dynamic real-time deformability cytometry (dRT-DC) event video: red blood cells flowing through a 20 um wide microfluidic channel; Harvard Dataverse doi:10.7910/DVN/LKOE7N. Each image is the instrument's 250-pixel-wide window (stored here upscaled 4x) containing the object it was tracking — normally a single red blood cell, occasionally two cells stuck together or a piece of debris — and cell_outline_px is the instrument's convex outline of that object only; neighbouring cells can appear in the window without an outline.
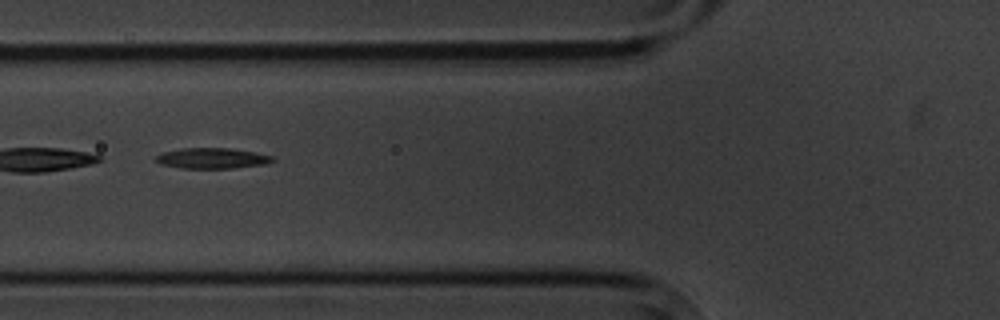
{"species": "common noctule bat (a hibernating species)", "species_latin": "Nyctalus noctula", "temperature_condition": "cold", "stored_images_in_passage": 8, "camera_frame_rate_fps": 3000, "um_per_image_px": 0.085, "animal": {"sex": "male", "body_mass_g": 20.1, "forearm_length_mm": 53.5}, "frame": {"image": 1, "passage_image": 6, "time_ms": 5.667, "image_size_px": [1000, 320], "cell_outline_px": [[276, 160], [264, 164], [232, 168], [184, 168], [160, 164], [156, 160], [156, 156], [164, 152], [184, 148], [228, 148], [252, 152], [272, 156]], "centroid_in_image_um": [18.03, 13.45], "position_along_channel_um": 107.8, "area_um2": 13.7}}
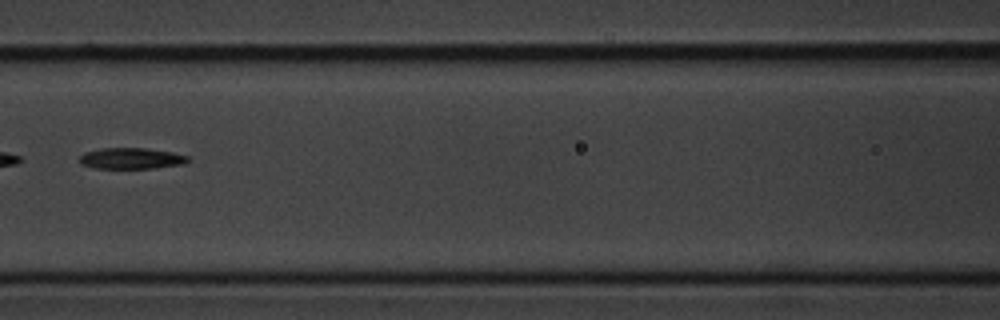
{"frame": {"image": 2, "passage_image": 7, "time_ms": 7.0, "image_size_px": [1000, 320], "cell_outline_px": [[188, 160], [184, 164], [152, 168], [96, 168], [80, 164], [80, 156], [84, 152], [100, 148], [144, 148], [172, 152], [188, 156]], "centroid_in_image_um": [11.13, 13.46], "position_along_channel_um": 155.5, "area_um2": 13.24}}
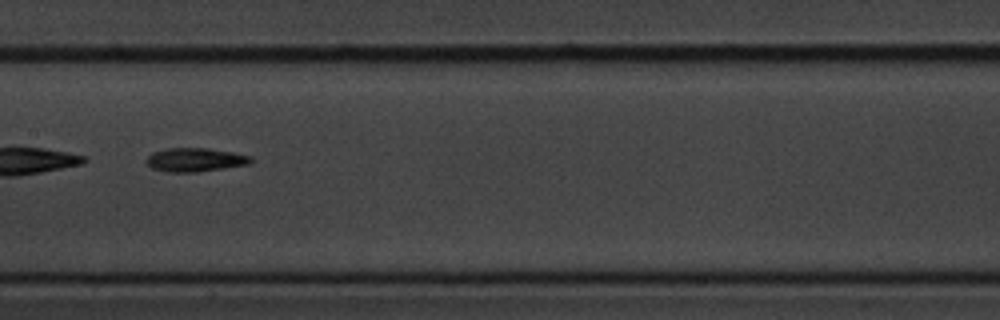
{"frame": {"image": 3, "passage_image": 8, "time_ms": 8.0, "image_size_px": [1000, 320], "cell_outline_px": [[252, 160], [248, 164], [224, 168], [196, 172], [168, 172], [152, 168], [144, 160], [152, 152], [168, 148], [208, 148], [236, 152], [252, 156]], "centroid_in_image_um": [16.59, 13.57], "position_along_channel_um": 190.8, "area_um2": 14.51}}